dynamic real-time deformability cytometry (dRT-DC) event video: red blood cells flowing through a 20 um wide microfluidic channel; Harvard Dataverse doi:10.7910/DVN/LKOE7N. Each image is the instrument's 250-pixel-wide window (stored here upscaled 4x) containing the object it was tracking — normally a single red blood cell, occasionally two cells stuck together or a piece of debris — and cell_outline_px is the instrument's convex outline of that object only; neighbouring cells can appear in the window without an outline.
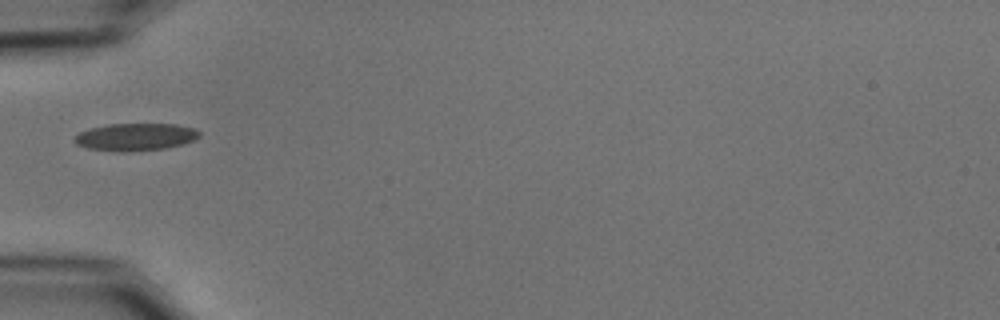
{"species": "common noctule bat (a hibernating species)", "species_latin": "Nyctalus noctula", "temperature_condition": "cold", "stored_images_in_passage": 3, "camera_frame_rate_fps": 3000, "um_per_image_px": 0.085, "animal": {"sex": "male", "body_mass_g": 15.6}, "frame": {"image": 1, "passage_image": 1, "time_ms": 0.0, "image_size_px": [1000, 320], "cell_outline_px": [[200, 136], [196, 140], [184, 144], [164, 148], [120, 152], [88, 148], [76, 144], [72, 140], [72, 136], [80, 132], [92, 128], [108, 124], [176, 124], [196, 128], [200, 132]], "centroid_in_image_um": [11.53, 11.63], "position_along_channel_um": 73.5, "area_um2": 20.06}}